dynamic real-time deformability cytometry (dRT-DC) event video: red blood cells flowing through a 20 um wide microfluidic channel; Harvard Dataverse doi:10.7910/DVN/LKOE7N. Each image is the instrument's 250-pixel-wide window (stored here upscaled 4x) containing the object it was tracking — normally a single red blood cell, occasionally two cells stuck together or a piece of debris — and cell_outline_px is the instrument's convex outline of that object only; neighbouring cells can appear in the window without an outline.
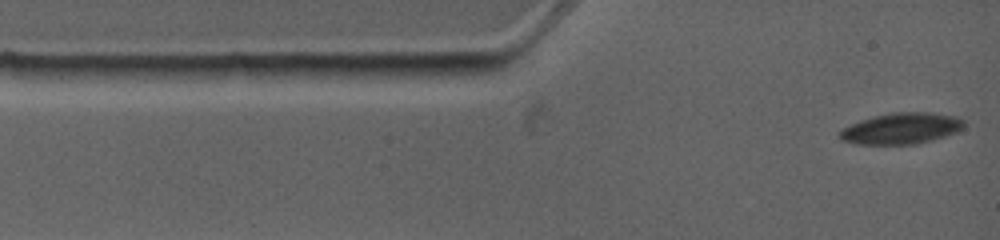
{"species": "common noctule bat (a hibernating species)", "species_latin": "Nyctalus noctula", "temperature_condition": "warm", "stored_images_in_passage": 6, "camera_frame_rate_fps": 4500, "um_per_image_px": 0.085, "animal": {"sex": "female", "body_mass_g": 19.0, "forearm_length_mm": 53.3}, "frame": {"image": 1, "passage_image": 1, "time_ms": 0.0, "image_size_px": [1000, 240], "cell_outline_px": [[964, 128], [956, 132], [944, 136], [916, 144], [860, 144], [840, 140], [840, 132], [844, 128], [860, 120], [892, 112], [928, 112], [956, 116], [964, 120]], "centroid_in_image_um": [76.64, 10.91], "position_along_channel_um": 8.4, "area_um2": 22.31}}
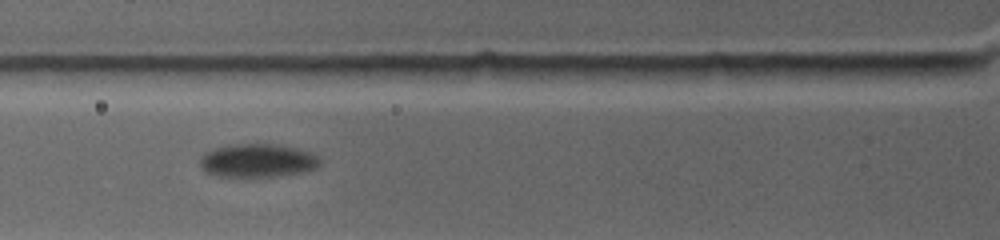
{"frame": {"image": 2, "passage_image": 5, "time_ms": 3.778, "image_size_px": [1000, 240], "cell_outline_px": [[320, 164], [316, 168], [300, 172], [276, 176], [216, 176], [204, 172], [200, 168], [200, 156], [212, 148], [232, 144], [272, 144], [296, 148], [308, 152], [316, 156], [320, 160]], "centroid_in_image_um": [21.81, 13.64], "position_along_channel_um": 104.0, "area_um2": 23.24}}
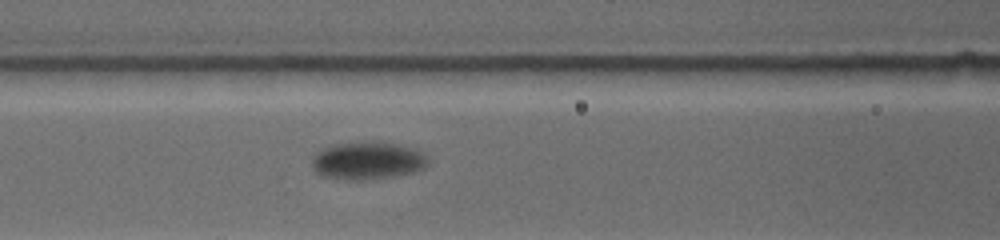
{"frame": {"image": 3, "passage_image": 6, "time_ms": 4.667, "image_size_px": [1000, 240], "cell_outline_px": [[428, 164], [424, 168], [412, 172], [392, 176], [360, 180], [348, 180], [320, 176], [312, 168], [312, 160], [316, 152], [332, 144], [360, 140], [396, 144], [412, 148], [424, 152], [428, 156]], "centroid_in_image_um": [31.21, 13.64], "position_along_channel_um": 135.4, "area_um2": 25.78}}